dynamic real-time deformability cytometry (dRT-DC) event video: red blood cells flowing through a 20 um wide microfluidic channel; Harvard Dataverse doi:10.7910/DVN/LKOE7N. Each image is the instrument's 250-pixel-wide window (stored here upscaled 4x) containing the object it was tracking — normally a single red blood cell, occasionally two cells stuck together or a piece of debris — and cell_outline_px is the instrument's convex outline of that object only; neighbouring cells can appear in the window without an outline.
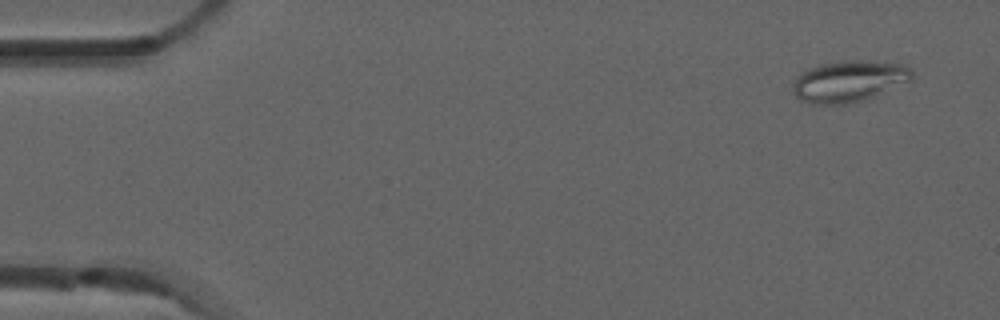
{"species": "common noctule bat (a hibernating species)", "species_latin": "Nyctalus noctula", "temperature_condition": "room temperature", "stored_images_in_passage": 5, "camera_frame_rate_fps": 3000, "um_per_image_px": 0.085, "animal": {"sex": "male", "forearm_length_mm": 52.5}, "frame": {"image": 1, "passage_image": 1, "time_ms": 0.0, "image_size_px": [1000, 320], "cell_outline_px": [[912, 76], [908, 80], [864, 100], [844, 104], [808, 104], [800, 100], [792, 92], [792, 84], [796, 76], [804, 68], [820, 64], [844, 60], [904, 64], [912, 72]], "centroid_in_image_um": [72.02, 6.91], "position_along_channel_um": 13.0, "area_um2": 28.44}}